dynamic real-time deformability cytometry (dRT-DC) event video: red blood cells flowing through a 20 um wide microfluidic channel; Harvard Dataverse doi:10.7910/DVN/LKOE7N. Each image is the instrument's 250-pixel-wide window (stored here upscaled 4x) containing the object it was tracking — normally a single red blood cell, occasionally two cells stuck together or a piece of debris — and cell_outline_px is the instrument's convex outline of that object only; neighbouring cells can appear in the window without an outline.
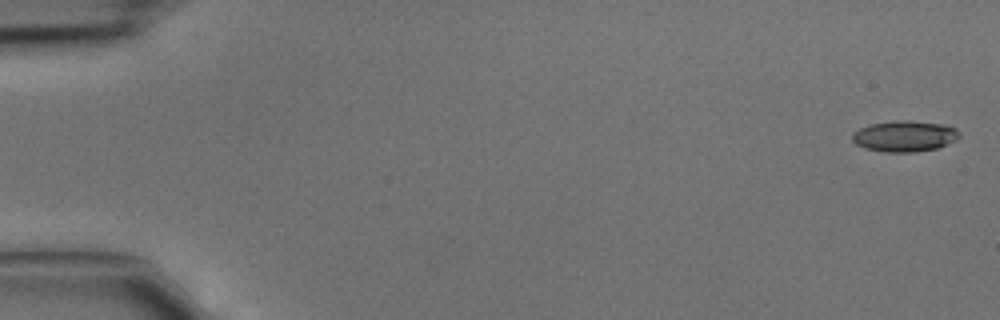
{"species": "common noctule bat (a hibernating species)", "species_latin": "Nyctalus noctula", "temperature_condition": "cold", "stored_images_in_passage": 3, "camera_frame_rate_fps": 3000, "um_per_image_px": 0.085, "animal": {"sex": "male", "body_mass_g": 15.6}, "frame": {"image": 1, "passage_image": 1, "time_ms": 0.0, "image_size_px": [1000, 320], "cell_outline_px": [[960, 136], [956, 140], [940, 148], [916, 152], [884, 152], [864, 148], [856, 144], [852, 140], [852, 132], [860, 128], [872, 124], [892, 120], [912, 120], [944, 124], [956, 128], [960, 132]], "centroid_in_image_um": [76.92, 11.57], "position_along_channel_um": 8.1, "area_um2": 19.71}}